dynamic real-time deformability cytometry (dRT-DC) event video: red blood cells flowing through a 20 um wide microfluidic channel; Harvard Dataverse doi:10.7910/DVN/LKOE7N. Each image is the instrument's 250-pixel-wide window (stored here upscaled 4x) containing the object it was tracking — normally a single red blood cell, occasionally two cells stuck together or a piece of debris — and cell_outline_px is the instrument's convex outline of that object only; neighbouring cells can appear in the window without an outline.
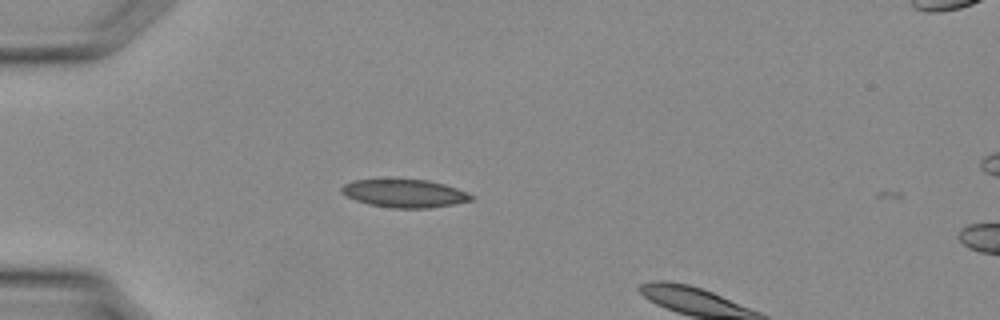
{"species": "Egyptian fruit bat (a non-hibernating species)", "species_latin": "Rousettus aegyptiacus", "temperature_condition": "warm", "stored_images_in_passage": 4, "camera_frame_rate_fps": 3000, "um_per_image_px": 0.085, "animal": {"sex": "female"}, "frame": {"image": 1, "passage_image": 2, "time_ms": 0.333, "image_size_px": [1000, 320], "cell_outline_px": [[476, 200], [428, 208], [392, 208], [368, 204], [356, 200], [340, 192], [340, 188], [344, 184], [356, 180], [428, 180], [444, 184], [468, 192], [476, 196]], "centroid_in_image_um": [34.44, 16.45], "position_along_channel_um": 50.6, "area_um2": 21.1}}